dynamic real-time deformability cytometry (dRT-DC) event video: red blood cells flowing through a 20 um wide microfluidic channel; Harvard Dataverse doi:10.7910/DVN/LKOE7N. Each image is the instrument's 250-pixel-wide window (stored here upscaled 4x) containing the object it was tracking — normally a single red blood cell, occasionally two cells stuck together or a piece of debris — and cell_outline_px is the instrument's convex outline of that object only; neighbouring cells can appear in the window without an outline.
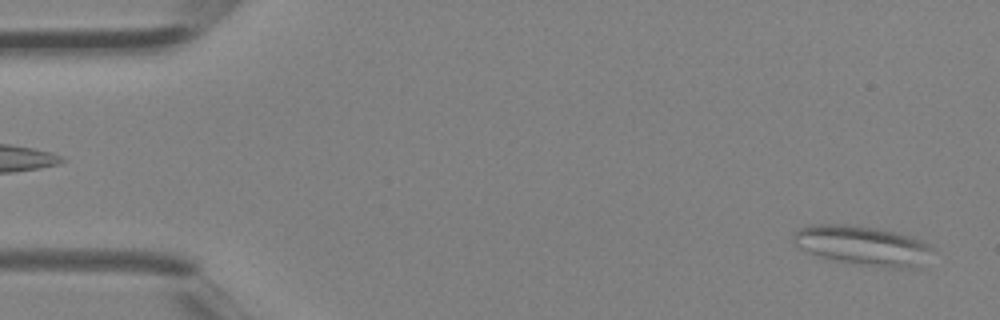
{"species": "Egyptian fruit bat (a non-hibernating species)", "species_latin": "Rousettus aegyptiacus", "temperature_condition": "room temperature", "stored_images_in_passage": 4, "camera_frame_rate_fps": 3000, "um_per_image_px": 0.085, "animal": {"sex": "female"}, "frame": {"image": 1, "passage_image": 4, "time_ms": 1.0, "image_size_px": [1000, 320], "cell_outline_px": [[932, 248], [920, 268], [892, 268], [864, 264], [840, 260], [820, 256], [796, 244], [792, 240], [792, 236], [800, 228], [808, 224], [844, 224], [876, 228], [896, 232], [920, 240], [928, 244]], "centroid_in_image_um": [73.35, 20.85], "position_along_channel_um": 11.7, "area_um2": 31.21}}